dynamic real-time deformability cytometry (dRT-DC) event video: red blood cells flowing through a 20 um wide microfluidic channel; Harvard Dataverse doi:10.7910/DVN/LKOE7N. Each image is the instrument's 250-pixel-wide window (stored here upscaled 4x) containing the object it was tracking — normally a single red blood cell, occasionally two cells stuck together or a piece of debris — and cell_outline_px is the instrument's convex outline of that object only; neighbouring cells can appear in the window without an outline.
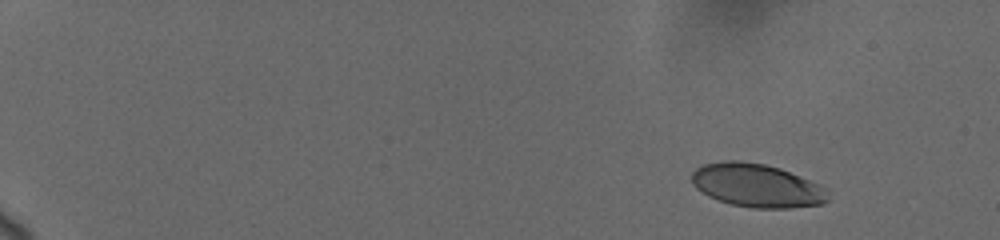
{"species": "human", "species_latin": "Homo sapiens", "temperature_condition": "cold", "stored_images_in_passage": 13, "camera_frame_rate_fps": 3000, "um_per_image_px": 0.085, "donor": {"sex": "female"}, "frame": {"image": 1, "passage_image": 2, "time_ms": 1.0, "image_size_px": [1000, 240], "cell_outline_px": [[832, 200], [824, 204], [788, 208], [752, 208], [732, 204], [708, 196], [696, 188], [692, 184], [692, 172], [696, 168], [704, 164], [724, 160], [740, 160], [764, 164], [780, 168], [800, 176], [828, 188]], "centroid_in_image_um": [64.38, 15.77], "position_along_channel_um": 20.6, "area_um2": 34.85}}
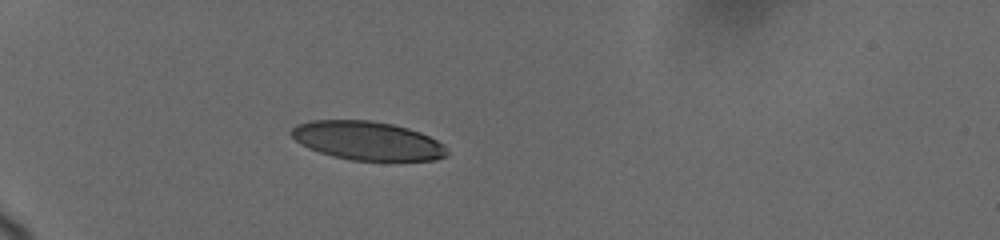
{"frame": {"image": 2, "passage_image": 7, "time_ms": 5.333, "image_size_px": [1000, 240], "cell_outline_px": [[448, 156], [436, 160], [352, 160], [332, 156], [308, 148], [300, 144], [288, 132], [296, 124], [308, 120], [372, 120], [392, 124], [408, 128], [420, 132], [444, 144], [448, 152]], "centroid_in_image_um": [31.21, 11.95], "position_along_channel_um": 53.8, "area_um2": 35.26}}
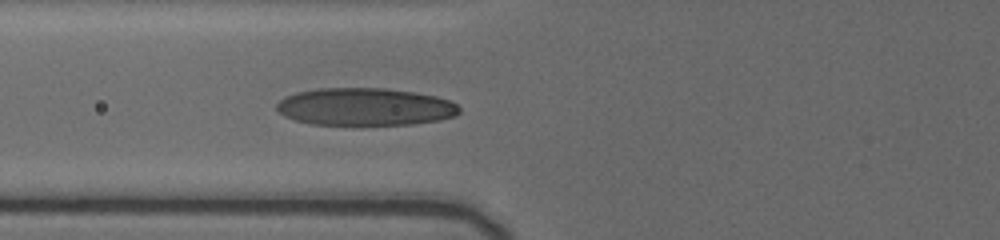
{"frame": {"image": 3, "passage_image": 13, "time_ms": 7.333, "image_size_px": [1000, 240], "cell_outline_px": [[460, 112], [456, 116], [440, 120], [412, 124], [312, 124], [296, 120], [284, 116], [276, 108], [276, 104], [284, 96], [296, 92], [320, 88], [384, 88], [412, 92], [436, 96], [448, 100], [456, 104], [460, 108]], "centroid_in_image_um": [31.03, 9.07], "position_along_channel_um": 94.8, "area_um2": 39.82}}